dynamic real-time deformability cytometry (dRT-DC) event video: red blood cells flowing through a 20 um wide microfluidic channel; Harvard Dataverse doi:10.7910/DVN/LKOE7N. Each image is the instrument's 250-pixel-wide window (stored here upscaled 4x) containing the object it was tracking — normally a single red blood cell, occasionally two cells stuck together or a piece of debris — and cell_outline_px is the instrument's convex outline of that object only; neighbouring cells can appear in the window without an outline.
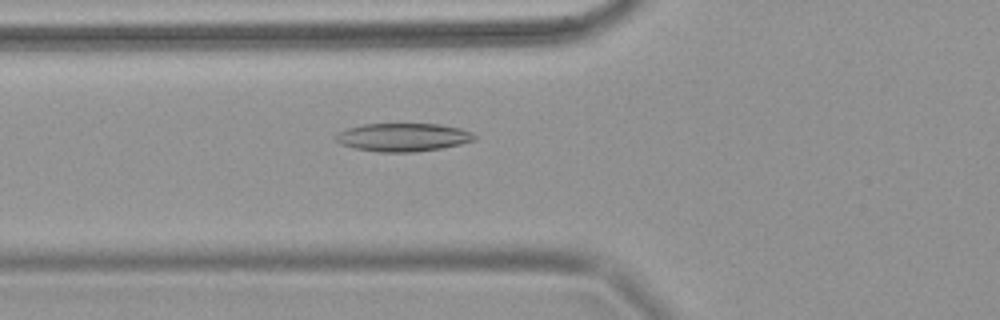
{"species": "common noctule bat (a hibernating species)", "species_latin": "Nyctalus noctula", "temperature_condition": "warm", "stored_images_in_passage": 7, "camera_frame_rate_fps": 3000, "um_per_image_px": 0.085, "animal": {"sex": "female", "body_mass_g": 18.4}, "frame": {"image": 1, "passage_image": 7, "time_ms": 2.0, "image_size_px": [1000, 320], "cell_outline_px": [[476, 140], [460, 144], [440, 148], [412, 152], [380, 152], [352, 148], [340, 144], [336, 140], [336, 136], [340, 132], [348, 128], [364, 124], [440, 124], [460, 128], [472, 132], [476, 136]], "centroid_in_image_um": [34.27, 11.67], "position_along_channel_um": 91.5, "area_um2": 22.72}}